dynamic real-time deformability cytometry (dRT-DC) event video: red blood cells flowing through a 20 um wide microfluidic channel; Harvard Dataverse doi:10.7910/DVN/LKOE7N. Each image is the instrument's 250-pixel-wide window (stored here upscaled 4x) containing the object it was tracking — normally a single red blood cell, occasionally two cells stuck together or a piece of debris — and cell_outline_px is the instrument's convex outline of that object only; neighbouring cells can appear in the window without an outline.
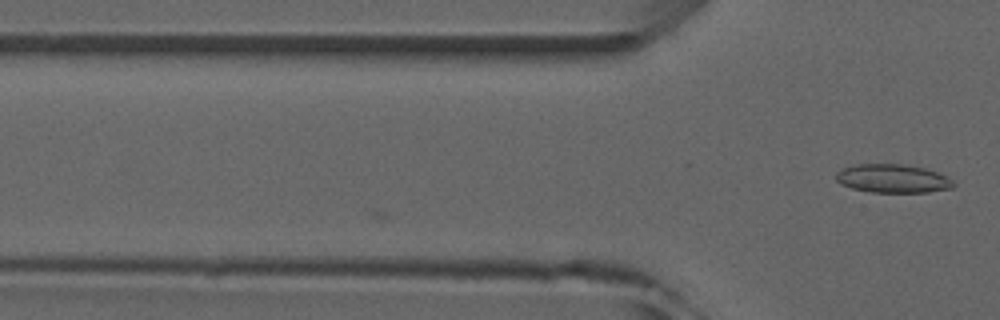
{"species": "common noctule bat (a hibernating species)", "species_latin": "Nyctalus noctula", "temperature_condition": "room temperature", "stored_images_in_passage": 3, "camera_frame_rate_fps": 3000, "um_per_image_px": 0.085, "animal": {"sex": "male", "forearm_length_mm": 52.5}, "frame": {"image": 1, "passage_image": 3, "time_ms": 2.333, "image_size_px": [1000, 320], "cell_outline_px": [[956, 184], [952, 188], [928, 192], [868, 192], [852, 188], [840, 184], [836, 180], [836, 172], [840, 168], [856, 164], [904, 164], [924, 168], [948, 176]], "centroid_in_image_um": [75.86, 15.17], "position_along_channel_um": 49.9, "area_um2": 19.71}}